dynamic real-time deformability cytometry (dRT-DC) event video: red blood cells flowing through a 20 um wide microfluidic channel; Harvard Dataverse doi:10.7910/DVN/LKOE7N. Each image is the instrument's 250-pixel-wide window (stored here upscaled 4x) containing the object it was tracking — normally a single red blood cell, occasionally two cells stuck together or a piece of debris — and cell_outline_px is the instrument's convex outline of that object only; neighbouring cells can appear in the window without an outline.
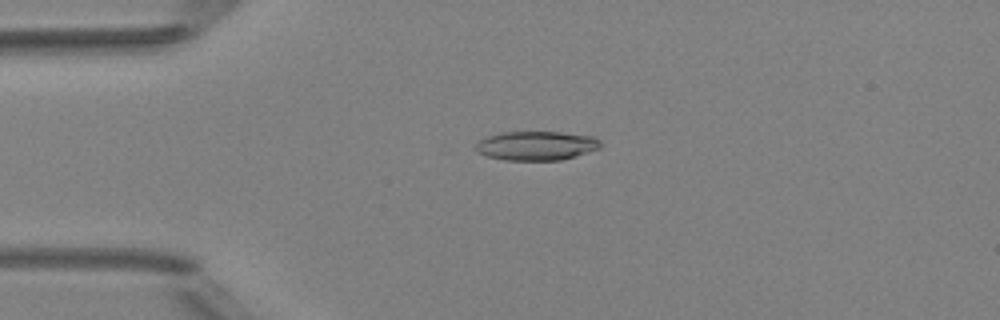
{"species": "Egyptian fruit bat (a non-hibernating species)", "species_latin": "Rousettus aegyptiacus", "temperature_condition": "room temperature", "stored_images_in_passage": 6, "camera_frame_rate_fps": 3000, "um_per_image_px": 0.085, "animal": {"sex": "female"}, "frame": {"image": 1, "passage_image": 3, "time_ms": 2.333, "image_size_px": [1000, 320], "cell_outline_px": [[600, 148], [588, 152], [560, 160], [504, 160], [488, 156], [476, 152], [472, 148], [484, 136], [500, 132], [560, 132], [592, 136], [600, 140]], "centroid_in_image_um": [45.53, 12.38], "position_along_channel_um": 39.5, "area_um2": 21.27}}
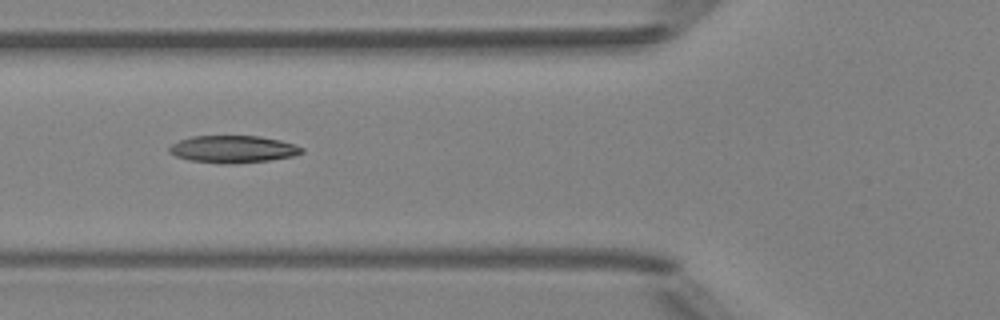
{"frame": {"image": 2, "passage_image": 5, "time_ms": 4.667, "image_size_px": [1000, 320], "cell_outline_px": [[304, 152], [292, 156], [268, 160], [232, 164], [220, 164], [188, 160], [176, 156], [168, 152], [168, 148], [172, 144], [180, 140], [192, 136], [260, 136], [280, 140], [304, 148]], "centroid_in_image_um": [19.77, 12.68], "position_along_channel_um": 106.0, "area_um2": 21.04}}
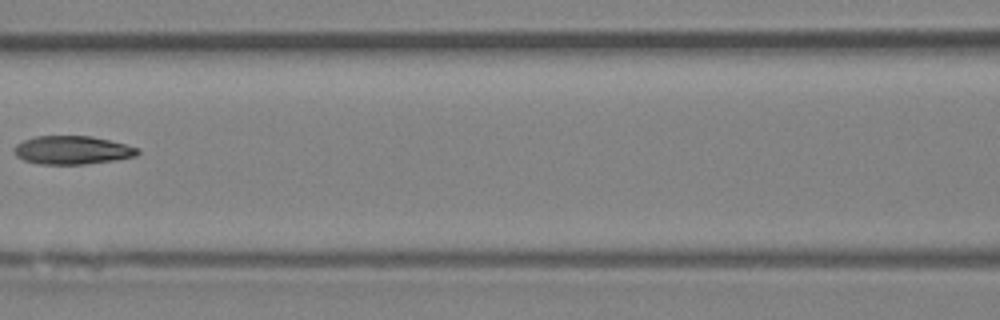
{"frame": {"image": 3, "passage_image": 6, "time_ms": 6.0, "image_size_px": [1000, 320], "cell_outline_px": [[140, 152], [136, 156], [116, 160], [84, 164], [40, 164], [24, 160], [16, 156], [12, 152], [12, 148], [16, 144], [24, 140], [36, 136], [92, 136], [140, 148]], "centroid_in_image_um": [6.12, 12.76], "position_along_channel_um": 160.5, "area_um2": 20.52}}